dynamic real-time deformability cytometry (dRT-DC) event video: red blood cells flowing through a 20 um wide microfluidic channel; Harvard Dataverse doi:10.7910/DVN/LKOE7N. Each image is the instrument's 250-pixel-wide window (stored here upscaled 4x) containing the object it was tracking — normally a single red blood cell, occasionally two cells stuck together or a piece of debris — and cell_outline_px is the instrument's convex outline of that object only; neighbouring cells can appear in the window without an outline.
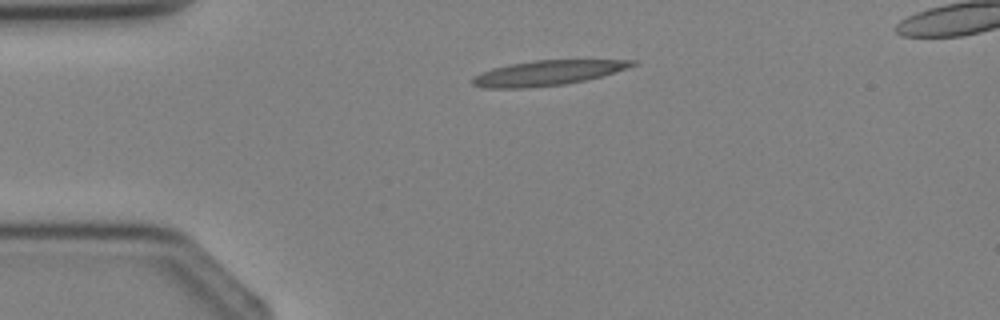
{"species": "Egyptian fruit bat (a non-hibernating species)", "species_latin": "Rousettus aegyptiacus", "temperature_condition": "cold", "stored_images_in_passage": 1, "camera_frame_rate_fps": 3000, "um_per_image_px": 0.085, "animal": {"sex": "female"}, "frame": {"image": 1, "passage_image": 1, "time_ms": 0.0, "image_size_px": [1000, 320], "cell_outline_px": [[636, 64], [600, 76], [584, 80], [564, 84], [524, 88], [484, 88], [472, 84], [472, 80], [480, 72], [492, 68], [508, 64], [536, 60], [636, 60]], "centroid_in_image_um": [46.45, 6.2], "position_along_channel_um": 38.5, "area_um2": 22.83}}